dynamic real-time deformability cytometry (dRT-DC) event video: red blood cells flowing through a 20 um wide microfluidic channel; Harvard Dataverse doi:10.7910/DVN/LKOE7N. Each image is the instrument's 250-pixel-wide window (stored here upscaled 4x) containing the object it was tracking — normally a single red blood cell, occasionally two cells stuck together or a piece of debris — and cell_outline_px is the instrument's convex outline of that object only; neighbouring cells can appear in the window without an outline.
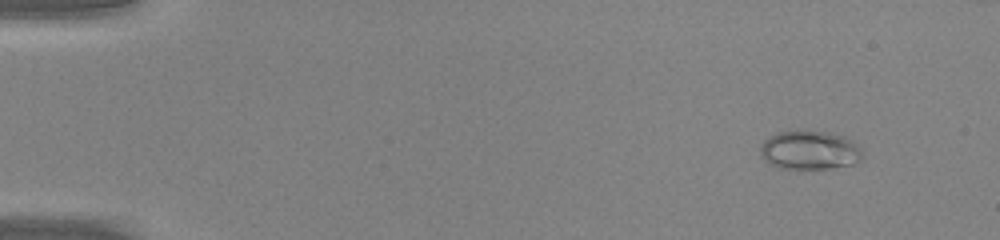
{"species": "common noctule bat (a hibernating species)", "species_latin": "Nyctalus noctula", "temperature_condition": "warm", "stored_images_in_passage": 15, "camera_frame_rate_fps": 3000, "um_per_image_px": 0.085, "animal": {"sex": "male", "body_mass_g": 20.0, "forearm_length_mm": 53.3}, "frame": {"image": 1, "passage_image": 5, "time_ms": 1.333, "image_size_px": [1000, 240], "cell_outline_px": [[864, 156], [860, 160], [852, 164], [832, 168], [796, 172], [780, 168], [764, 160], [760, 156], [760, 144], [764, 140], [776, 132], [796, 128], [828, 132], [844, 136], [852, 140], [860, 148]], "centroid_in_image_um": [68.78, 12.77], "position_along_channel_um": 16.2, "area_um2": 24.39}}